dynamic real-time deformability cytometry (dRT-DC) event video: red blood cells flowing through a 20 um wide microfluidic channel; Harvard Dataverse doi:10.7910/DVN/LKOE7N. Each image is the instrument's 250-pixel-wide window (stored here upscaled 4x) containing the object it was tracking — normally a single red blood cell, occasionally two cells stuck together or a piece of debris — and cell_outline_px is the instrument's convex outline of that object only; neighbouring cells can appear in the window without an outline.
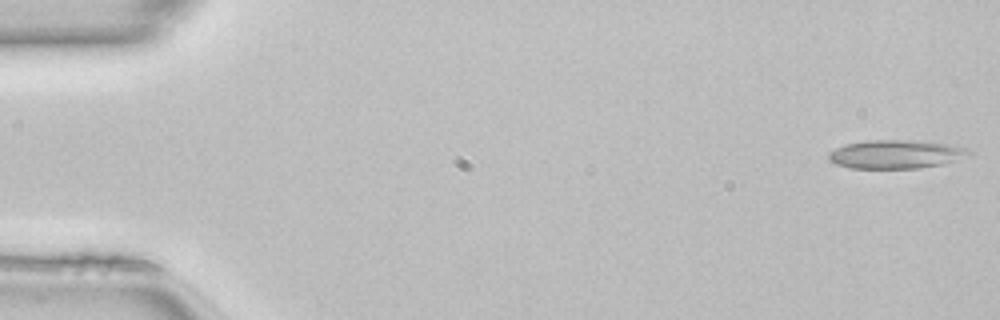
{"species": "common noctule bat (a hibernating species)", "species_latin": "Nyctalus noctula", "temperature_condition": "room temperature", "stored_images_in_passage": 49, "camera_frame_rate_fps": 3000, "um_per_image_px": 0.085, "animal": {"sex": "female", "body_mass_g": 22.7, "forearm_length_mm": 54.2}, "frame": {"image": 1, "passage_image": 1, "time_ms": 0.0, "image_size_px": [1000, 320], "cell_outline_px": [[972, 152], [952, 160], [940, 164], [916, 168], [852, 168], [836, 164], [828, 160], [828, 152], [836, 148], [848, 144], [868, 140], [924, 140], [948, 144], [964, 148]], "centroid_in_image_um": [76.07, 13.09], "position_along_channel_um": 8.9, "area_um2": 22.95}}
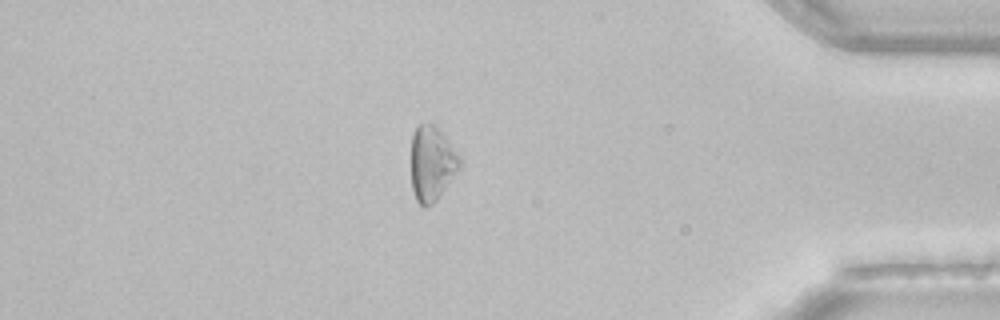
{"frame": {"image": 2, "passage_image": 42, "time_ms": 13.667, "image_size_px": [1000, 320], "cell_outline_px": [[460, 168], [436, 200], [432, 204], [424, 208], [416, 200], [412, 188], [412, 136], [416, 128], [420, 124], [436, 124], [460, 156]], "centroid_in_image_um": [36.72, 13.89], "position_along_channel_um": 398.5, "area_um2": 20.98}}
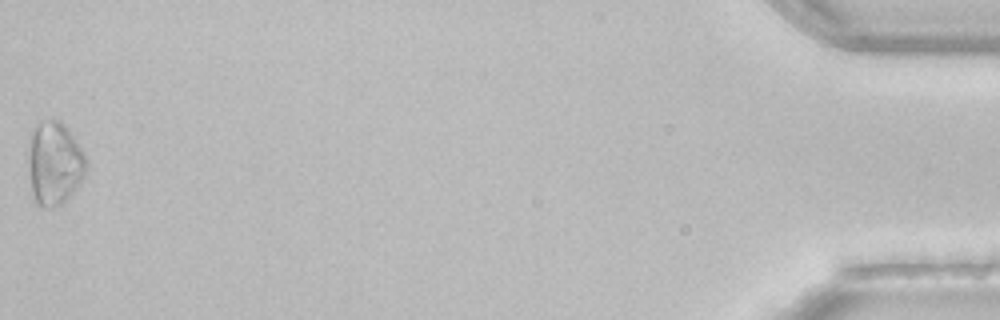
{"frame": {"image": 3, "passage_image": 49, "time_ms": 16.0, "image_size_px": [1000, 320], "cell_outline_px": [[84, 176], [72, 192], [60, 204], [48, 208], [44, 208], [36, 204], [32, 192], [28, 160], [28, 152], [32, 128], [40, 120], [60, 120], [76, 140], [84, 152]], "centroid_in_image_um": [4.58, 13.85], "position_along_channel_um": 430.6, "area_um2": 27.69}, "authors_computed_cell_mechanics": {"area_um2": 20.9236, "velocity_mm_per_s": 4.1472, "shape_relaxation_time_tau1_ms": null, "shape_relaxation_time_tau2_ms": 6.9295, "deformation_change_tau1": null, "deformation_change_tau2": 0.1752}}